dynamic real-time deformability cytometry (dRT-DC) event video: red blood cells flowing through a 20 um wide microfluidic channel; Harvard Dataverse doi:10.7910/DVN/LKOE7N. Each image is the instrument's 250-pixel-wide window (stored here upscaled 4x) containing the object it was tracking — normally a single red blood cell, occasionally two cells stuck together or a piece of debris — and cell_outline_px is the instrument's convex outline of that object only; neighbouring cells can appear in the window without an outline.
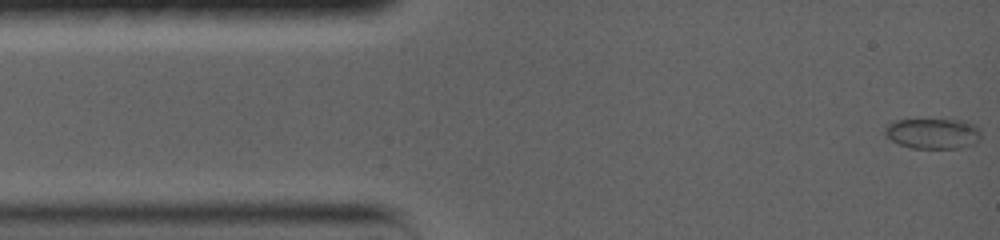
{"species": "common noctule bat (a hibernating species)", "species_latin": "Nyctalus noctula", "temperature_condition": "warm", "stored_images_in_passage": 14, "camera_frame_rate_fps": 5000, "um_per_image_px": 0.085, "animal": {"sex": "female", "body_mass_g": 19.0, "forearm_length_mm": 56.7}, "frame": {"image": 1, "passage_image": 1, "time_ms": 0.0, "image_size_px": [1000, 240], "cell_outline_px": [[980, 136], [972, 144], [960, 148], [912, 148], [900, 144], [892, 140], [884, 132], [884, 128], [888, 124], [896, 120], [968, 120], [980, 132]], "centroid_in_image_um": [79.28, 11.34], "position_along_channel_um": 5.7, "area_um2": 16.76}}
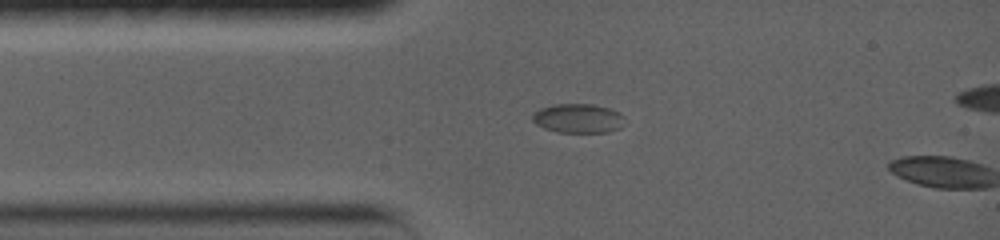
{"frame": {"image": 2, "passage_image": 12, "time_ms": 2.8, "image_size_px": [1000, 240], "cell_outline_px": [[628, 124], [620, 128], [608, 132], [556, 132], [544, 128], [536, 124], [532, 120], [532, 116], [540, 108], [556, 104], [592, 104], [608, 108], [620, 112], [624, 116]], "centroid_in_image_um": [49.21, 10.07], "position_along_channel_um": 35.8, "area_um2": 15.9}}